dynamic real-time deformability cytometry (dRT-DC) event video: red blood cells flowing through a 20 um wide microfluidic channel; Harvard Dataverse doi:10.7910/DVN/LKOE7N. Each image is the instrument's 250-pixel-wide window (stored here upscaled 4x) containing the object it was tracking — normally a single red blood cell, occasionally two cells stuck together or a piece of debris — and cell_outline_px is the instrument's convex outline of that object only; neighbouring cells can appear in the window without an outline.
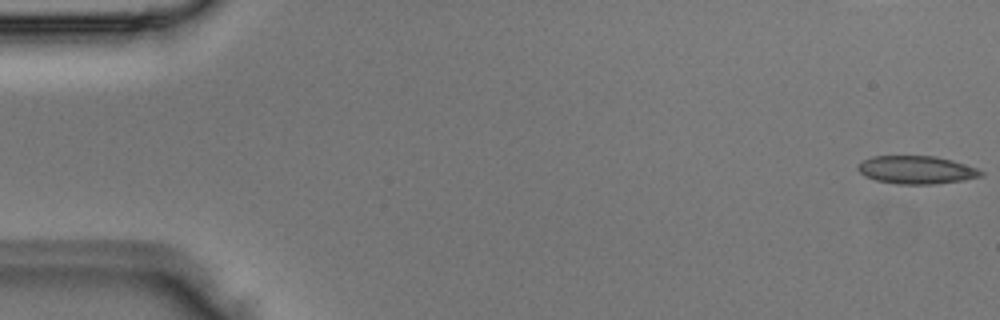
{"species": "Egyptian fruit bat (a non-hibernating species)", "species_latin": "Rousettus aegyptiacus", "temperature_condition": "room temperature", "stored_images_in_passage": 6, "camera_frame_rate_fps": 3000, "um_per_image_px": 0.085, "animal": {"sex": "male"}, "frame": {"image": 1, "passage_image": 1, "time_ms": 0.0, "image_size_px": [1000, 320], "cell_outline_px": [[984, 176], [964, 180], [932, 184], [896, 184], [876, 180], [864, 176], [856, 168], [864, 160], [872, 156], [936, 156], [952, 160], [976, 168], [984, 172]], "centroid_in_image_um": [77.91, 14.44], "position_along_channel_um": 7.1, "area_um2": 20.06}}
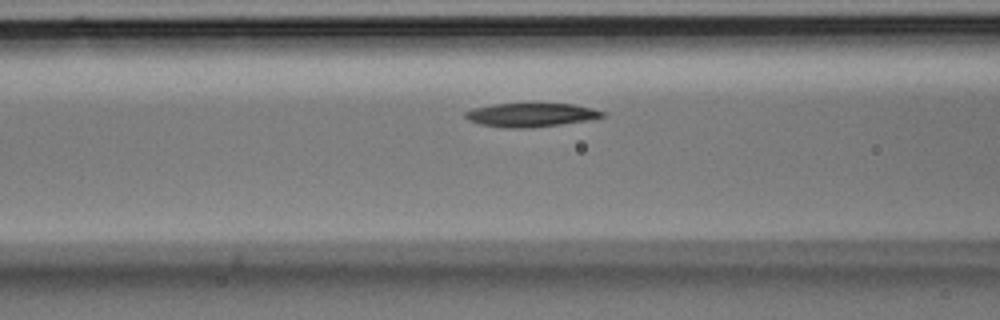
{"frame": {"image": 2, "passage_image": 6, "time_ms": 1.667, "image_size_px": [1000, 320], "cell_outline_px": [[608, 112], [604, 116], [584, 120], [560, 124], [520, 128], [508, 128], [480, 124], [468, 120], [464, 116], [464, 112], [472, 108], [492, 104], [572, 104], [592, 108]], "centroid_in_image_um": [45.08, 9.76], "position_along_channel_um": 121.5, "area_um2": 18.67}}